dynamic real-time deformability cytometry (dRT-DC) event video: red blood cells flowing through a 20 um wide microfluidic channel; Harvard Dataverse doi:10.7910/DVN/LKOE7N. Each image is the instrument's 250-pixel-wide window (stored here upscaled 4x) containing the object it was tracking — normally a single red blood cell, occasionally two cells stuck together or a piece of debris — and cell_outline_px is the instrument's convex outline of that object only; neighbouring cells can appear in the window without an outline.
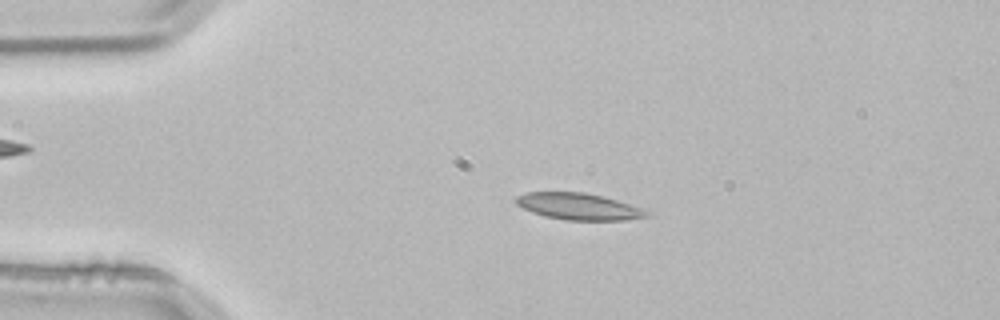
{"species": "common noctule bat (a hibernating species)", "species_latin": "Nyctalus noctula", "temperature_condition": "room temperature", "stored_images_in_passage": 53, "camera_frame_rate_fps": 3000, "um_per_image_px": 0.085, "animal": {"sex": "male", "body_mass_g": 21.5, "forearm_length_mm": 52.0}, "frame": {"image": 1, "passage_image": 11, "time_ms": 3.333, "image_size_px": [1000, 320], "cell_outline_px": [[648, 216], [624, 220], [568, 220], [544, 216], [532, 212], [516, 204], [516, 196], [528, 192], [584, 192], [616, 200], [640, 208], [648, 212]], "centroid_in_image_um": [49.13, 17.55], "position_along_channel_um": 35.9, "area_um2": 19.88}}
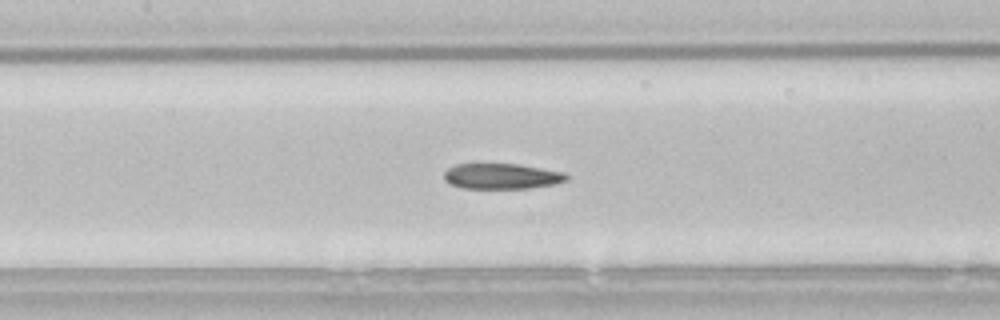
{"frame": {"image": 2, "passage_image": 24, "time_ms": 7.667, "image_size_px": [1000, 320], "cell_outline_px": [[568, 180], [556, 184], [532, 188], [460, 188], [448, 184], [444, 180], [444, 172], [448, 168], [456, 164], [520, 164], [564, 172], [568, 176]], "centroid_in_image_um": [42.64, 14.98], "position_along_channel_um": 164.8, "area_um2": 18.44}}
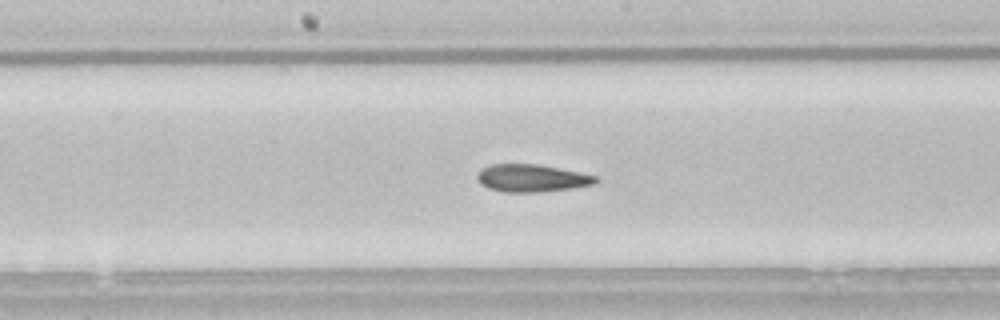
{"frame": {"image": 3, "passage_image": 27, "time_ms": 8.667, "image_size_px": [1000, 320], "cell_outline_px": [[600, 180], [596, 184], [572, 188], [540, 192], [504, 192], [488, 188], [480, 184], [476, 176], [488, 164], [536, 164], [596, 176]], "centroid_in_image_um": [45.19, 15.15], "position_along_channel_um": 203.0, "area_um2": 18.84}, "authors_computed_cell_mechanics": {"area_um2": 19.8832, "velocity_mm_per_s": 3.8191, "shape_relaxation_time_tau1_ms": 8.2428, "shape_relaxation_time_tau2_ms": 6.2135, "deformation_change_tau1": 0.1699, "deformation_change_tau2": 0.145}}